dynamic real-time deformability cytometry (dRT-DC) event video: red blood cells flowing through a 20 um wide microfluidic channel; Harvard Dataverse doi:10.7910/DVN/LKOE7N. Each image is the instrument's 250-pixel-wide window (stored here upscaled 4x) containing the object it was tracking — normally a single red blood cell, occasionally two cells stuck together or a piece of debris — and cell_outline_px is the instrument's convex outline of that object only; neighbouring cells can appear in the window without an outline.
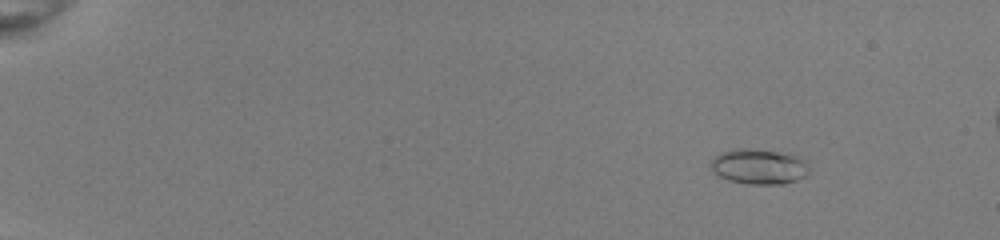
{"species": "common noctule bat (a hibernating species)", "species_latin": "Nyctalus noctula", "temperature_condition": "room temperature", "stored_images_in_passage": 48, "camera_frame_rate_fps": 3000, "um_per_image_px": 0.085, "animal": {"sex": "female", "body_mass_g": 22.0, "forearm_length_mm": 56.7}, "frame": {"image": 1, "passage_image": 2, "time_ms": 0.333, "image_size_px": [1000, 240], "cell_outline_px": [[808, 172], [804, 176], [796, 180], [784, 184], [748, 184], [728, 180], [712, 172], [712, 160], [720, 152], [732, 148], [752, 148], [800, 156], [808, 168]], "centroid_in_image_um": [64.47, 14.15], "position_along_channel_um": 20.5, "area_um2": 20.11}}
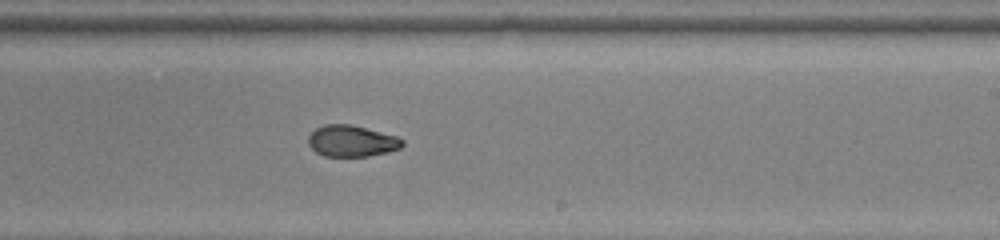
{"frame": {"image": 2, "passage_image": 30, "time_ms": 9.667, "image_size_px": [1000, 240], "cell_outline_px": [[404, 144], [400, 148], [388, 152], [368, 156], [324, 156], [316, 152], [308, 144], [308, 136], [316, 128], [324, 124], [352, 124], [396, 136], [404, 140]], "centroid_in_image_um": [29.89, 11.98], "position_along_channel_um": 259.1, "area_um2": 17.22}}
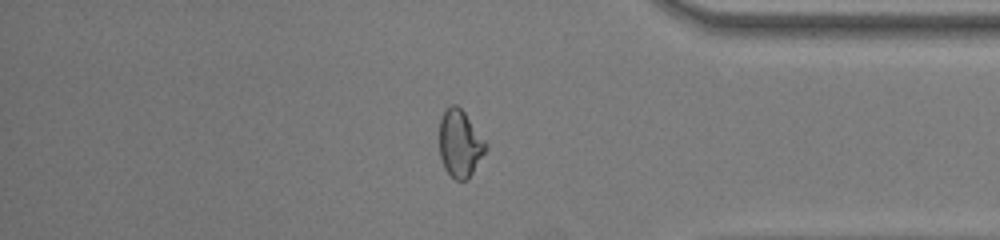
{"frame": {"image": 3, "passage_image": 41, "time_ms": 13.333, "image_size_px": [1000, 240], "cell_outline_px": [[488, 148], [468, 180], [456, 180], [444, 168], [440, 156], [440, 116], [452, 104], [456, 104], [464, 112], [488, 144]], "centroid_in_image_um": [39.11, 12.22], "position_along_channel_um": 396.1, "area_um2": 18.09}, "authors_computed_cell_mechanics": {"area_um2": 18.0336, "velocity_mm_per_s": 4.0416, "shape_relaxation_time_tau1_ms": 6.6903, "shape_relaxation_time_tau2_ms": 2.392, "deformation_change_tau1": 0.2198, "deformation_change_tau2": 0.0622}}